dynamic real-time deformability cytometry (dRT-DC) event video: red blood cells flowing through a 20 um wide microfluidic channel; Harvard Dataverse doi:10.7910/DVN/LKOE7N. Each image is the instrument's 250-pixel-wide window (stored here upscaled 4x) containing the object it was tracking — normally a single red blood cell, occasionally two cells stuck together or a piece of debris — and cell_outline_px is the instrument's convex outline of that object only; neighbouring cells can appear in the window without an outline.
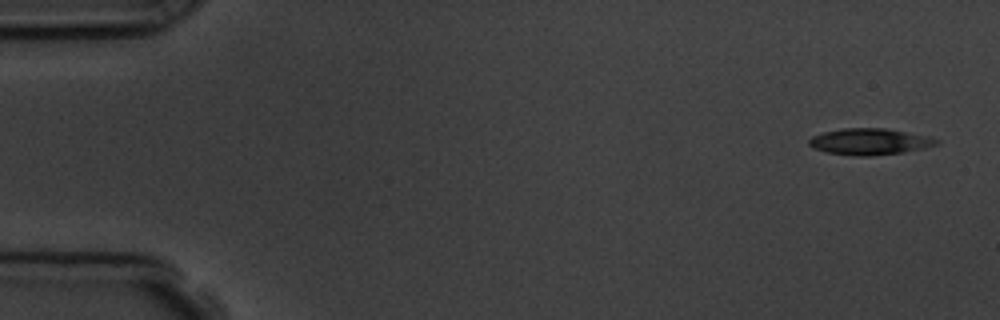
{"species": "common noctule bat (a hibernating species)", "species_latin": "Nyctalus noctula", "temperature_condition": "room temperature", "stored_images_in_passage": 4, "camera_frame_rate_fps": 3000, "um_per_image_px": 0.085, "animal": {"sex": "male", "body_mass_g": 19.5, "forearm_length_mm": 54.6}, "frame": {"image": 1, "passage_image": 1, "time_ms": 0.0, "image_size_px": [1000, 320], "cell_outline_px": [[940, 144], [924, 148], [904, 152], [868, 156], [856, 156], [828, 152], [812, 148], [808, 144], [808, 140], [812, 136], [824, 132], [844, 128], [888, 128], [928, 136], [940, 140]], "centroid_in_image_um": [73.94, 12.03], "position_along_channel_um": 11.1, "area_um2": 19.65}}
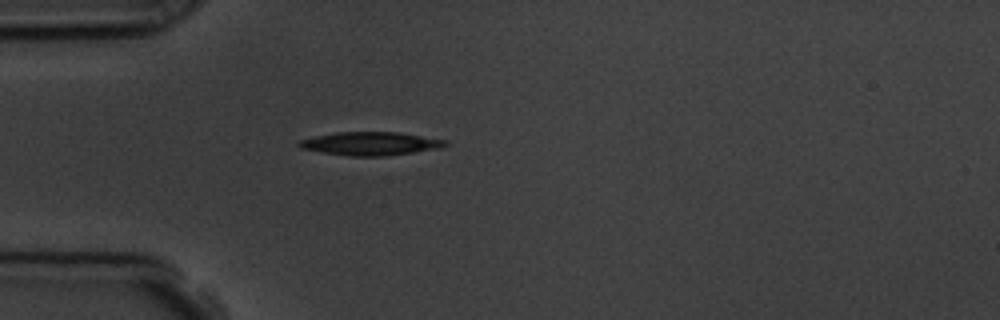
{"frame": {"image": 2, "passage_image": 4, "time_ms": 4.333, "image_size_px": [1000, 320], "cell_outline_px": [[448, 144], [440, 148], [384, 156], [348, 156], [320, 152], [300, 148], [296, 144], [300, 140], [316, 136], [336, 132], [400, 132], [448, 140]], "centroid_in_image_um": [31.49, 12.2], "position_along_channel_um": 53.5, "area_um2": 19.94}}